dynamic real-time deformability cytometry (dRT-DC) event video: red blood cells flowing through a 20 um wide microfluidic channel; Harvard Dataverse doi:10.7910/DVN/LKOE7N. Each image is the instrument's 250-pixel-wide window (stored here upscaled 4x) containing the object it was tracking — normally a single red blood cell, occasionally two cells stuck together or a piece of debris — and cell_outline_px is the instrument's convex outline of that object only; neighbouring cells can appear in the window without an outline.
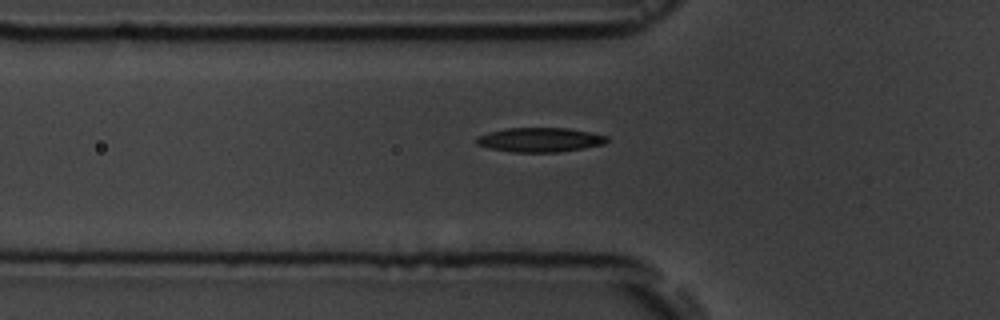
{"species": "common noctule bat (a hibernating species)", "species_latin": "Nyctalus noctula", "temperature_condition": "room temperature", "stored_images_in_passage": 6, "camera_frame_rate_fps": 3000, "um_per_image_px": 0.085, "animal": {"sex": "male", "body_mass_g": 19.5, "forearm_length_mm": 54.6}, "frame": {"image": 1, "passage_image": 6, "time_ms": 6.0, "image_size_px": [1000, 320], "cell_outline_px": [[608, 140], [604, 144], [584, 148], [560, 152], [512, 152], [488, 148], [476, 144], [476, 136], [488, 132], [508, 128], [568, 128], [592, 132], [608, 136]], "centroid_in_image_um": [45.89, 11.88], "position_along_channel_um": 79.9, "area_um2": 18.67}}